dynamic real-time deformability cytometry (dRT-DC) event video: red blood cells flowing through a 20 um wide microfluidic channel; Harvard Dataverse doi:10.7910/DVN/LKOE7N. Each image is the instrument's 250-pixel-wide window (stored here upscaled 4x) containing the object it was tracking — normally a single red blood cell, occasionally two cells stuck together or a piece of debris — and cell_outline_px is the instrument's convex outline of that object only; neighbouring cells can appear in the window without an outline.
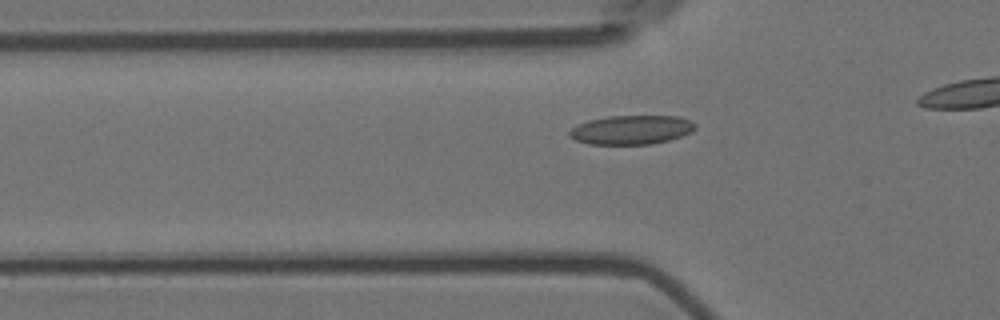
{"species": "Egyptian fruit bat (a non-hibernating species)", "species_latin": "Rousettus aegyptiacus", "temperature_condition": "room temperature", "stored_images_in_passage": 21, "camera_frame_rate_fps": 3000, "um_per_image_px": 0.085, "animal": {"sex": "female"}, "frame": {"image": 1, "passage_image": 15, "time_ms": 4.667, "image_size_px": [1000, 320], "cell_outline_px": [[696, 128], [692, 132], [668, 140], [652, 144], [588, 144], [576, 140], [568, 136], [568, 132], [572, 128], [588, 120], [608, 116], [676, 116], [692, 120], [696, 124]], "centroid_in_image_um": [53.68, 11.03], "position_along_channel_um": 72.1, "area_um2": 21.33}}